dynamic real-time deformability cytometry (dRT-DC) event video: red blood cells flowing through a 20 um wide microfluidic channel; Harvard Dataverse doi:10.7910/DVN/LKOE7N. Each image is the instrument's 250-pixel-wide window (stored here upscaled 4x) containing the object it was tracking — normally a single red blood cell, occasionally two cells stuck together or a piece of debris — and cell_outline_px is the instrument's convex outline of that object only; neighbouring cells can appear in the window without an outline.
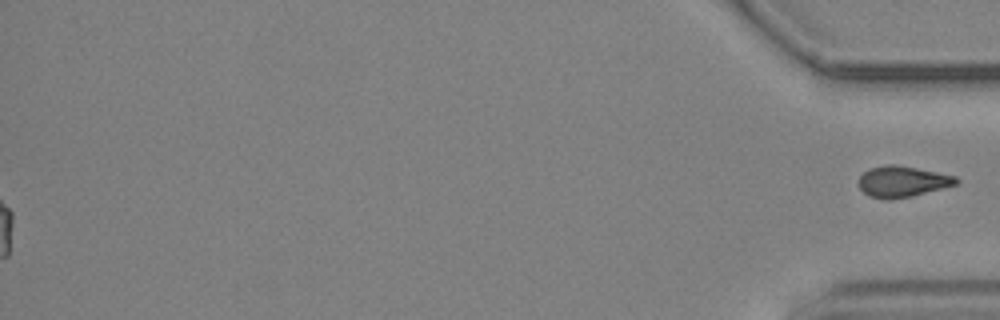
{"species": "common noctule bat (a hibernating species)", "species_latin": "Nyctalus noctula", "temperature_condition": "cold", "stored_images_in_passage": 57, "segment_of_instrument_passage": [2, 2], "camera_frame_rate_fps": 3000, "um_per_image_px": 0.085, "animal": {"sex": "male", "body_mass_g": 19.2, "forearm_length_mm": 51.8}, "frame": {"image": 1, "passage_image": 57, "time_ms": 18.667, "image_size_px": [1000, 320], "cell_outline_px": [[960, 180], [956, 184], [908, 196], [888, 200], [868, 196], [860, 188], [860, 176], [868, 168], [888, 164], [896, 164], [956, 176]], "centroid_in_image_um": [76.66, 15.41], "position_along_channel_um": 358.5, "area_um2": 17.22}}